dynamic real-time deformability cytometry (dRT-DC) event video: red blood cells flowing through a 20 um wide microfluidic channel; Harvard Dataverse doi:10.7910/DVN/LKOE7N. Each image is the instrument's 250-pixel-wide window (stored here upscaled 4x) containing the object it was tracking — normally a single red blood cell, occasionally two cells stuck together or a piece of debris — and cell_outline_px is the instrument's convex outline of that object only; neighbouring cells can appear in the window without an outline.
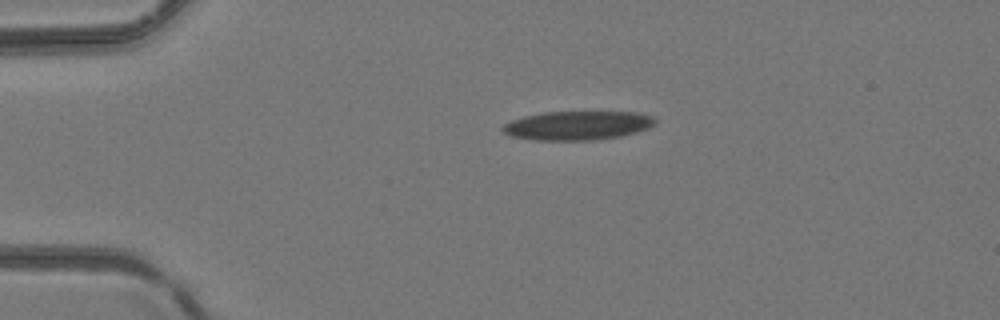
{"species": "common noctule bat (a hibernating species)", "species_latin": "Nyctalus noctula", "temperature_condition": "room temperature", "stored_images_in_passage": 2, "camera_frame_rate_fps": 3000, "um_per_image_px": 0.085, "animal": {"sex": "female", "body_mass_g": 24.6, "forearm_length_mm": 56.2}, "frame": {"image": 1, "passage_image": 1, "time_ms": 0.0, "image_size_px": [1000, 320], "cell_outline_px": [[656, 124], [648, 128], [636, 132], [620, 136], [592, 140], [536, 140], [512, 136], [504, 132], [500, 128], [504, 124], [512, 120], [524, 116], [544, 112], [636, 112], [652, 116], [656, 120]], "centroid_in_image_um": [49.1, 10.66], "position_along_channel_um": 35.9, "area_um2": 25.61}}
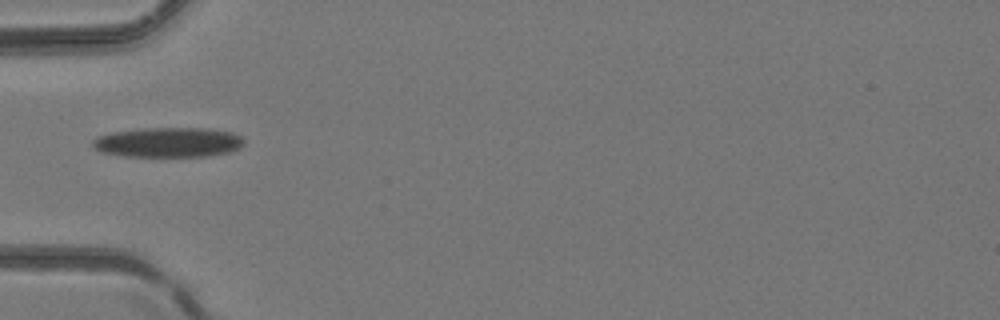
{"frame": {"image": 2, "passage_image": 2, "time_ms": 0.333, "image_size_px": [1000, 320], "cell_outline_px": [[244, 144], [240, 148], [232, 152], [208, 156], [124, 156], [100, 152], [92, 148], [92, 140], [96, 136], [112, 132], [144, 128], [204, 128], [232, 132], [240, 136], [244, 140]], "centroid_in_image_um": [14.28, 12.1], "position_along_channel_um": 70.7, "area_um2": 26.59}}